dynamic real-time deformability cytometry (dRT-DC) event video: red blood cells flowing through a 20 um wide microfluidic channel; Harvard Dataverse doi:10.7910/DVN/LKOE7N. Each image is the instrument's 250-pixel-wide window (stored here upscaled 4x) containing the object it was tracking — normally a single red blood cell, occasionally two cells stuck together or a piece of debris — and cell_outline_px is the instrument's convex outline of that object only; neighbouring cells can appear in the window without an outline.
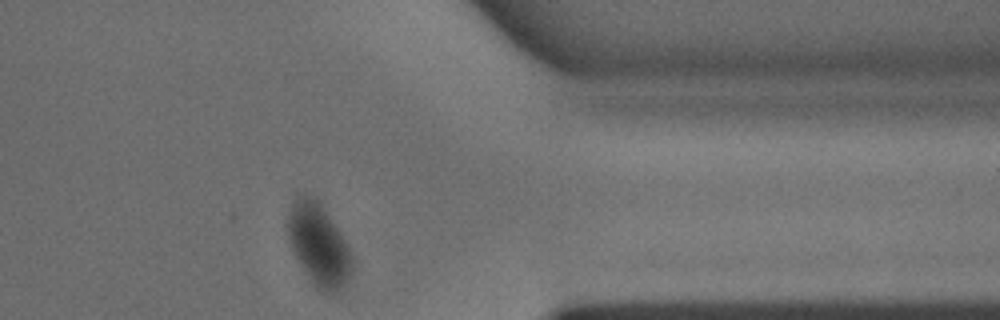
{"species": "common noctule bat (a hibernating species)", "species_latin": "Nyctalus noctula", "temperature_condition": "warm", "stored_images_in_passage": 24, "camera_frame_rate_fps": 3000, "um_per_image_px": 0.085, "animal": {"sex": "male", "body_mass_g": 15.6}, "frame": {"image": 1, "passage_image": 24, "time_ms": 7.667, "image_size_px": [1000, 320], "cell_outline_px": [[352, 272], [344, 284], [340, 288], [332, 292], [320, 292], [316, 288], [300, 264], [292, 248], [284, 224], [292, 200], [296, 196], [312, 196], [320, 204], [340, 232], [348, 244], [352, 256]], "centroid_in_image_um": [27.05, 20.78], "position_along_channel_um": 384.3, "area_um2": 30.46}}